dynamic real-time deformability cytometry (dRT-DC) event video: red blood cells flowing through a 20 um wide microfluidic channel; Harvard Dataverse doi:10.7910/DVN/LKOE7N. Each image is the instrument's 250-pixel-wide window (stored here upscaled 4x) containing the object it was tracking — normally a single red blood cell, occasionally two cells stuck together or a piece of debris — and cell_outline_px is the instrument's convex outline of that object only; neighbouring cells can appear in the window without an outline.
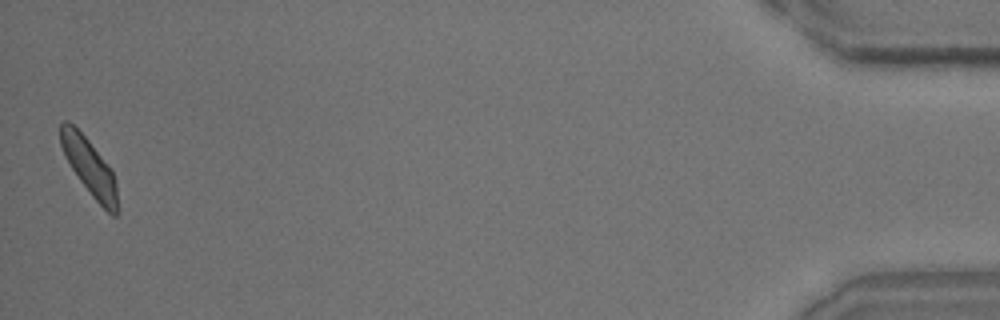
{"species": "common noctule bat (a hibernating species)", "species_latin": "Nyctalus noctula", "temperature_condition": "room temperature", "stored_images_in_passage": 38, "camera_frame_rate_fps": 3000, "um_per_image_px": 0.085, "animal": {"sex": "male", "body_mass_g": 15.6}, "frame": {"image": 1, "passage_image": 38, "time_ms": 12.333, "image_size_px": [1000, 320], "cell_outline_px": [[116, 216], [112, 216], [92, 196], [80, 180], [72, 168], [60, 144], [60, 124], [64, 120], [68, 120], [88, 140], [112, 168], [116, 184]], "centroid_in_image_um": [7.6, 14.16], "position_along_channel_um": 427.6, "area_um2": 18.32}}